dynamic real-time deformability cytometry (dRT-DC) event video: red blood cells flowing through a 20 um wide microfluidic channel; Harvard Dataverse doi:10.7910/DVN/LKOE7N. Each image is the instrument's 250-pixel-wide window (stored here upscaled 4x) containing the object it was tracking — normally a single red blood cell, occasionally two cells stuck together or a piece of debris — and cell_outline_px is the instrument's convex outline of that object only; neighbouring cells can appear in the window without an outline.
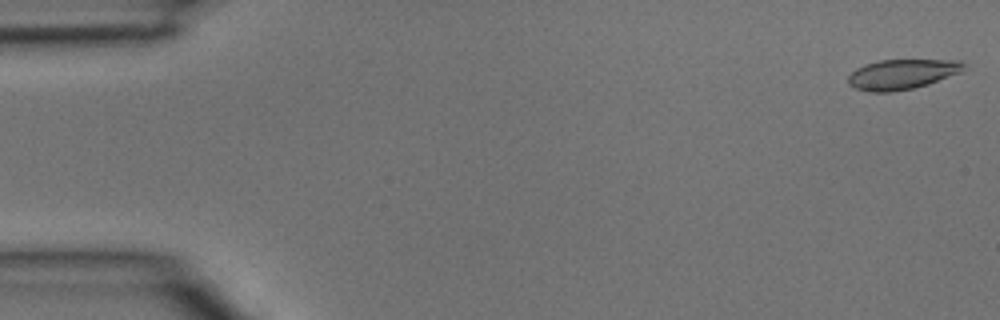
{"species": "common noctule bat (a hibernating species)", "species_latin": "Nyctalus noctula", "temperature_condition": "room temperature", "stored_images_in_passage": 3, "camera_frame_rate_fps": 3000, "um_per_image_px": 0.085, "animal": {"sex": "male", "body_mass_g": 15.6}, "frame": {"image": 1, "passage_image": 1, "time_ms": 0.0, "image_size_px": [1000, 320], "cell_outline_px": [[964, 64], [960, 72], [928, 84], [912, 88], [892, 92], [868, 92], [856, 88], [848, 84], [848, 76], [856, 68], [864, 64], [880, 60], [960, 60]], "centroid_in_image_um": [76.61, 6.31], "position_along_channel_um": 8.4, "area_um2": 20.06}}
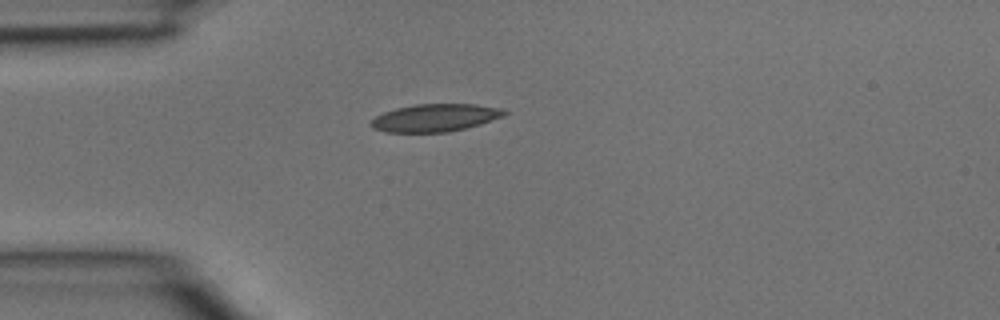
{"frame": {"image": 2, "passage_image": 3, "time_ms": 0.667, "image_size_px": [1000, 320], "cell_outline_px": [[508, 112], [504, 116], [480, 124], [448, 132], [384, 132], [372, 128], [368, 124], [376, 116], [384, 112], [396, 108], [416, 104], [476, 104], [500, 108]], "centroid_in_image_um": [36.96, 10.01], "position_along_channel_um": 48.0, "area_um2": 21.44}}